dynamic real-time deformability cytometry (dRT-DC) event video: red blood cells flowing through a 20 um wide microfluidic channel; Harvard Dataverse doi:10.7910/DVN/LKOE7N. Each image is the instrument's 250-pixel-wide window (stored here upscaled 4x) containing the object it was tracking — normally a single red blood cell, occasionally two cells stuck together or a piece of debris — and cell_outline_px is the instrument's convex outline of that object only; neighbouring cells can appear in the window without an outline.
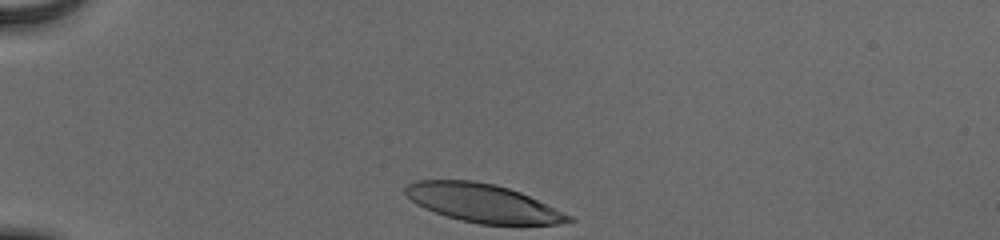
{"species": "human", "species_latin": "Homo sapiens", "temperature_condition": "cold", "stored_images_in_passage": 33, "camera_frame_rate_fps": 3000, "um_per_image_px": 0.085, "donor": {"sex": "male"}, "frame": {"image": 1, "passage_image": 1, "time_ms": 0.0, "image_size_px": [1000, 240], "cell_outline_px": [[576, 220], [556, 224], [480, 224], [460, 220], [424, 208], [416, 204], [404, 192], [404, 188], [408, 184], [416, 180], [472, 180], [496, 184], [520, 192], [572, 216]], "centroid_in_image_um": [41.02, 17.25], "position_along_channel_um": 44.0, "area_um2": 36.07}}
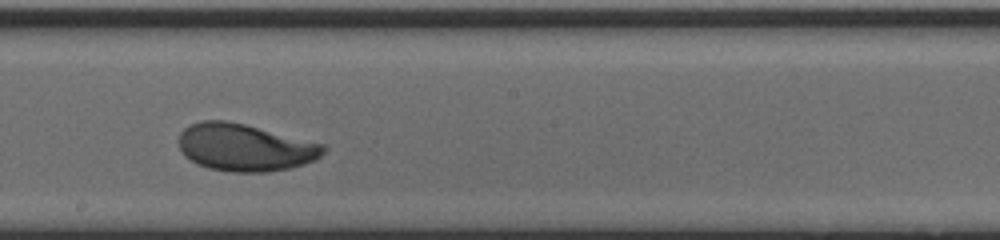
{"frame": {"image": 2, "passage_image": 19, "time_ms": 6.0, "image_size_px": [1000, 240], "cell_outline_px": [[328, 148], [316, 160], [304, 164], [288, 168], [268, 172], [232, 172], [208, 168], [196, 164], [184, 156], [180, 148], [180, 132], [184, 128], [200, 120], [228, 120], [324, 144]], "centroid_in_image_um": [20.81, 12.54], "position_along_channel_um": 227.4, "area_um2": 39.88}}
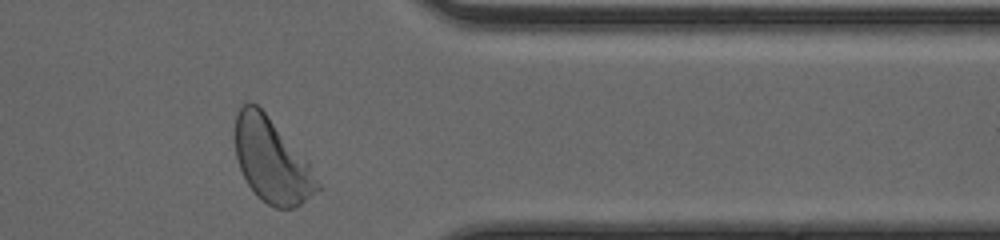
{"frame": {"image": 3, "passage_image": 32, "time_ms": 10.333, "image_size_px": [1000, 240], "cell_outline_px": [[324, 188], [300, 204], [292, 208], [276, 208], [260, 200], [256, 196], [248, 184], [240, 168], [236, 156], [236, 112], [244, 104], [256, 104], [264, 112], [312, 164]], "centroid_in_image_um": [23.17, 13.7], "position_along_channel_um": 388.2, "area_um2": 40.46}, "authors_computed_cell_mechanics": {"area_um2": 39.304, "velocity_mm_per_s": 3.8625, "shape_relaxation_time_tau1_ms": 3.8587, "shape_relaxation_time_tau2_ms": 1.0056, "deformation_change_tau1": 0.1996, "deformation_change_tau2": 0.063}}